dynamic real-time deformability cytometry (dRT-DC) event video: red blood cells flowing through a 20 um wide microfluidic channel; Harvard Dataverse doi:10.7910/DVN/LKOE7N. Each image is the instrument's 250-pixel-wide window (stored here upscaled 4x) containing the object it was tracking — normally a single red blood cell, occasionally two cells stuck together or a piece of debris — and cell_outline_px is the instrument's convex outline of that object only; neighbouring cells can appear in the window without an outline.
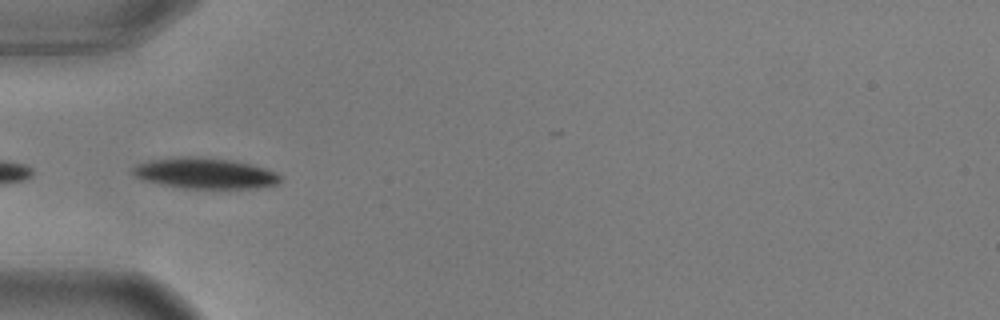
{"species": "common noctule bat (a hibernating species)", "species_latin": "Nyctalus noctula", "temperature_condition": "warm", "stored_images_in_passage": 21, "camera_frame_rate_fps": 3000, "um_per_image_px": 0.085, "animal": {"sex": "male", "body_mass_g": 17.9, "forearm_length_mm": 54.2}, "frame": {"image": 1, "passage_image": 18, "time_ms": 5.667, "image_size_px": [1000, 320], "cell_outline_px": [[280, 184], [248, 188], [192, 188], [160, 184], [140, 180], [132, 172], [132, 168], [148, 160], [180, 156], [212, 156], [252, 164], [276, 172], [280, 176]], "centroid_in_image_um": [17.42, 14.7], "position_along_channel_um": 67.6, "area_um2": 26.59}}